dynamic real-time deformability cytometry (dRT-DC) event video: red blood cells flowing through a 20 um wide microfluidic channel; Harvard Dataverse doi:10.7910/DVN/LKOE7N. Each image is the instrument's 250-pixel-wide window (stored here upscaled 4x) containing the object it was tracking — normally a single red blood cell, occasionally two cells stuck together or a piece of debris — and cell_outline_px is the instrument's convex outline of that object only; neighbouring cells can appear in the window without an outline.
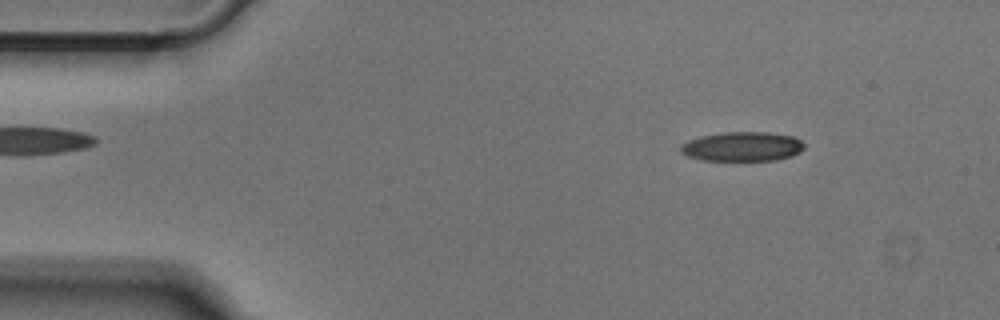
{"species": "Egyptian fruit bat (a non-hibernating species)", "species_latin": "Rousettus aegyptiacus", "temperature_condition": "cold", "stored_images_in_passage": 48, "camera_frame_rate_fps": 3000, "um_per_image_px": 0.085, "animal": {"sex": "male"}, "frame": {"image": 1, "passage_image": 4, "time_ms": 1.0, "image_size_px": [1000, 320], "cell_outline_px": [[804, 148], [800, 152], [792, 156], [776, 160], [700, 160], [688, 156], [680, 152], [680, 144], [688, 140], [700, 136], [724, 132], [768, 132], [792, 136], [800, 140], [804, 144]], "centroid_in_image_um": [63.08, 12.45], "position_along_channel_um": 21.9, "area_um2": 21.27}}
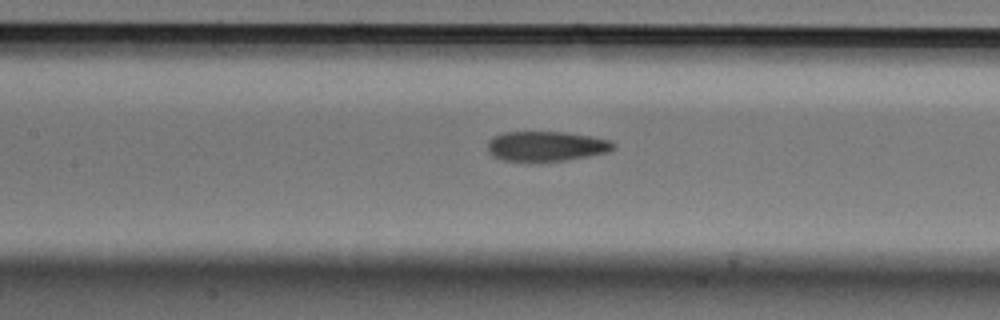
{"frame": {"image": 2, "passage_image": 20, "time_ms": 6.333, "image_size_px": [1000, 320], "cell_outline_px": [[616, 148], [608, 152], [588, 156], [540, 164], [528, 164], [500, 160], [492, 156], [488, 152], [488, 140], [492, 136], [504, 132], [564, 132], [592, 136], [608, 140], [616, 144]], "centroid_in_image_um": [46.36, 12.47], "position_along_channel_um": 161.0, "area_um2": 22.89}}
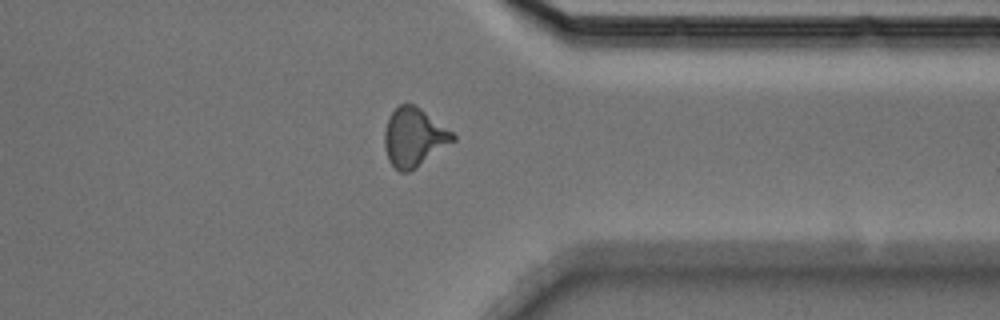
{"frame": {"image": 3, "passage_image": 37, "time_ms": 12.0, "image_size_px": [1000, 320], "cell_outline_px": [[456, 140], [416, 168], [408, 172], [400, 172], [388, 160], [384, 144], [384, 132], [388, 120], [392, 112], [400, 104], [412, 104], [420, 108], [452, 132], [456, 136]], "centroid_in_image_um": [35.18, 11.69], "position_along_channel_um": 376.2, "area_um2": 23.06}}